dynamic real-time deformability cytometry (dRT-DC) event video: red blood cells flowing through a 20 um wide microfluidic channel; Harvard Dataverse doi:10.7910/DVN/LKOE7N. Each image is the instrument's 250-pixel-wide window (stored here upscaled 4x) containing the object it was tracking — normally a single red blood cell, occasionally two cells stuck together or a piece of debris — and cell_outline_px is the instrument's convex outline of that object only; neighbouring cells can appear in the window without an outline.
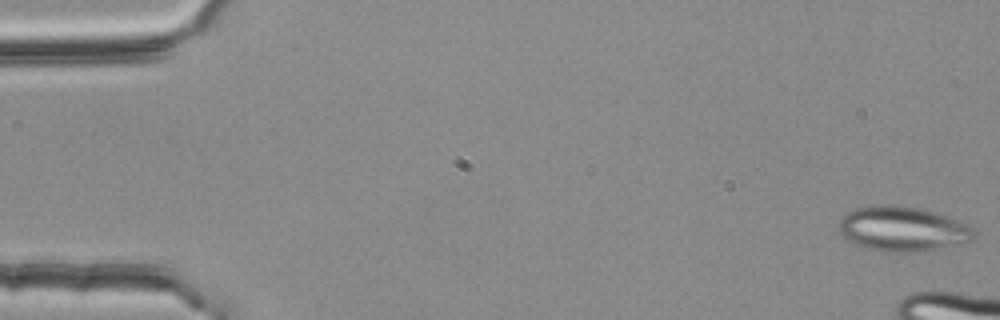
{"species": "common noctule bat (a hibernating species)", "species_latin": "Nyctalus noctula", "temperature_condition": "room temperature", "stored_images_in_passage": 11, "camera_frame_rate_fps": 3000, "um_per_image_px": 0.085, "animal": {"sex": "female", "body_mass_g": 25.1}, "frame": {"image": 1, "passage_image": 1, "time_ms": 0.0, "image_size_px": [1000, 320], "cell_outline_px": [[976, 232], [972, 240], [924, 252], [892, 252], [868, 248], [844, 236], [840, 232], [840, 220], [852, 208], [872, 204], [892, 204], [920, 208], [968, 224]], "centroid_in_image_um": [76.73, 19.44], "position_along_channel_um": 8.3, "area_um2": 34.91}}